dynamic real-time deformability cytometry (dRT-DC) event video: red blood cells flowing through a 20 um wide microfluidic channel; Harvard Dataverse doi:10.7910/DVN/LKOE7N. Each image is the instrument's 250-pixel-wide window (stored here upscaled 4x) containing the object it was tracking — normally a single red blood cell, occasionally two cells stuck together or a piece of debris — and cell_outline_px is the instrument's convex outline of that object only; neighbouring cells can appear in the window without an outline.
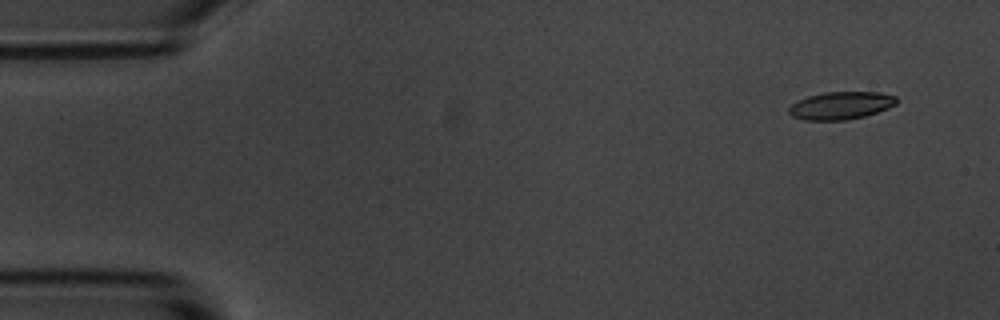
{"species": "common noctule bat (a hibernating species)", "species_latin": "Nyctalus noctula", "temperature_condition": "room temperature", "stored_images_in_passage": 5, "camera_frame_rate_fps": 3000, "um_per_image_px": 0.085, "animal": {"sex": "male", "body_mass_g": 20.1, "forearm_length_mm": 53.5}, "frame": {"image": 1, "passage_image": 1, "time_ms": 0.0, "image_size_px": [1000, 320], "cell_outline_px": [[896, 104], [888, 108], [864, 116], [844, 120], [804, 120], [792, 116], [788, 112], [788, 108], [792, 104], [808, 96], [824, 92], [880, 92], [896, 96]], "centroid_in_image_um": [71.46, 8.96], "position_along_channel_um": 13.5, "area_um2": 17.22}}
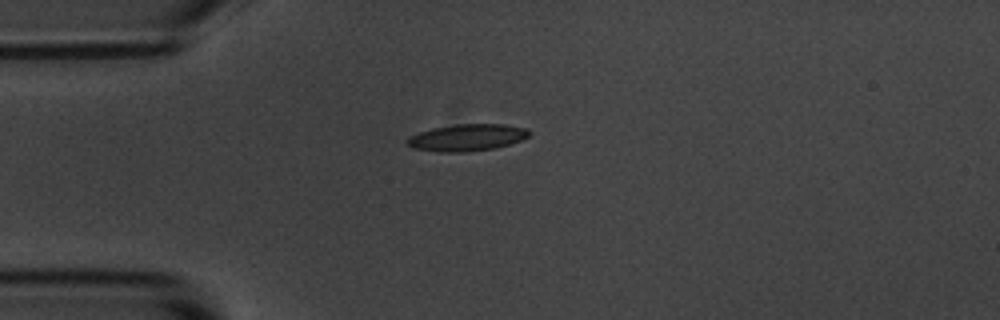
{"frame": {"image": 2, "passage_image": 4, "time_ms": 3.333, "image_size_px": [1000, 320], "cell_outline_px": [[528, 136], [524, 140], [496, 148], [468, 152], [440, 152], [412, 148], [404, 140], [408, 136], [432, 128], [456, 124], [504, 124], [524, 128], [528, 132]], "centroid_in_image_um": [39.66, 11.7], "position_along_channel_um": 45.3, "area_um2": 19.19}}